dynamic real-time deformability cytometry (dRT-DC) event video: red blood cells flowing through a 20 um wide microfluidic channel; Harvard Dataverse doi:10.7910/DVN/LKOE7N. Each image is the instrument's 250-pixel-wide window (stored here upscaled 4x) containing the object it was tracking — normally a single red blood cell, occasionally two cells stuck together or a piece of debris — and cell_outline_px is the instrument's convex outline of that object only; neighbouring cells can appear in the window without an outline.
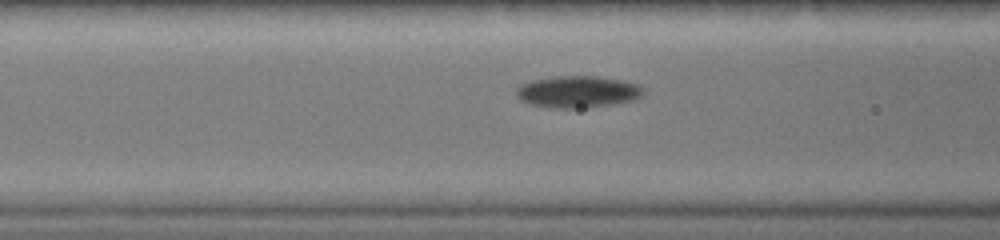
{"species": "common noctule bat (a hibernating species)", "species_latin": "Nyctalus noctula", "temperature_condition": "warm", "stored_images_in_passage": 31, "camera_frame_rate_fps": 3000, "um_per_image_px": 0.085, "animal": {"sex": "female", "body_mass_g": 19.0, "forearm_length_mm": 51.5}, "frame": {"image": 1, "passage_image": 5, "time_ms": 1.333, "image_size_px": [1000, 240], "cell_outline_px": [[644, 92], [640, 96], [632, 100], [612, 104], [572, 108], [556, 108], [532, 104], [516, 96], [516, 88], [520, 84], [532, 80], [552, 76], [600, 76], [624, 80], [640, 84], [644, 88]], "centroid_in_image_um": [49.13, 7.77], "position_along_channel_um": 117.5, "area_um2": 23.47}}
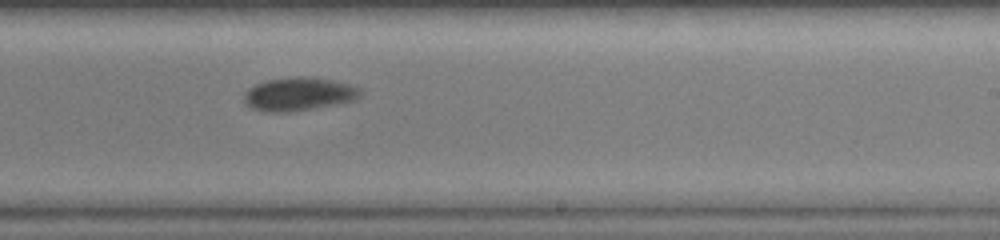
{"frame": {"image": 2, "passage_image": 15, "time_ms": 4.667, "image_size_px": [1000, 240], "cell_outline_px": [[360, 96], [352, 100], [336, 104], [288, 112], [268, 112], [252, 108], [244, 100], [244, 92], [248, 88], [264, 80], [300, 76], [308, 76], [332, 80], [348, 84], [360, 88]], "centroid_in_image_um": [25.36, 7.98], "position_along_channel_um": 263.6, "area_um2": 22.37}}
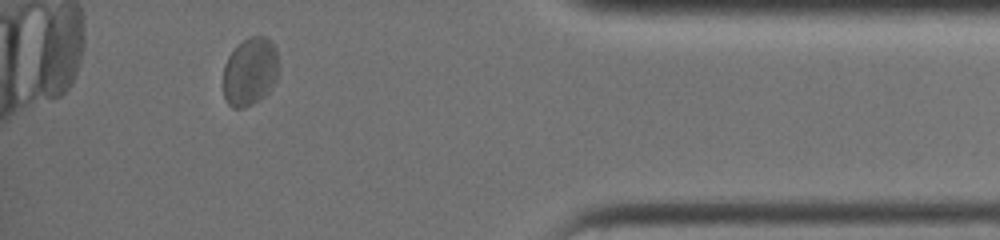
{"frame": {"image": 3, "passage_image": 27, "time_ms": 8.667, "image_size_px": [1000, 240], "cell_outline_px": [[276, 80], [268, 92], [260, 100], [244, 108], [232, 108], [228, 104], [224, 96], [224, 64], [228, 56], [248, 36], [264, 36], [276, 48]], "centroid_in_image_um": [21.23, 6.12], "position_along_channel_um": 414.0, "area_um2": 21.68}}